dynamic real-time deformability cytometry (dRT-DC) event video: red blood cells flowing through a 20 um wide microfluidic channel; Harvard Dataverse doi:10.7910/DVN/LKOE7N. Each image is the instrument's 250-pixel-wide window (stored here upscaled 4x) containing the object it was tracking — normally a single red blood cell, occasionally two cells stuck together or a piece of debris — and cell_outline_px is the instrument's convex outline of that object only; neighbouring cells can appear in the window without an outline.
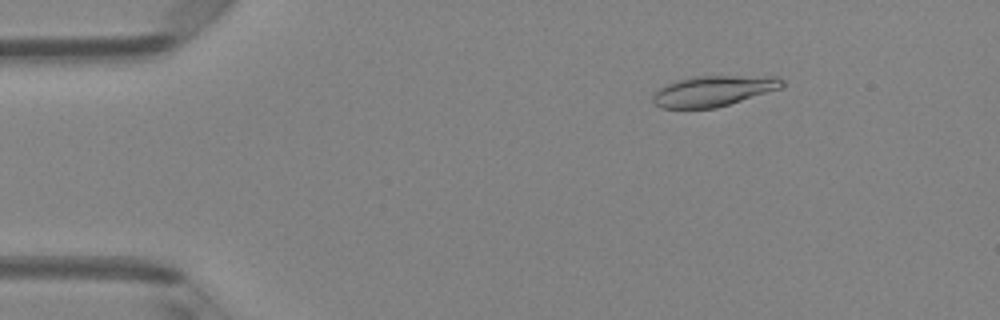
{"species": "Egyptian fruit bat (a non-hibernating species)", "species_latin": "Rousettus aegyptiacus", "temperature_condition": "room temperature", "stored_images_in_passage": 5, "camera_frame_rate_fps": 3000, "um_per_image_px": 0.085, "animal": {"sex": "female"}, "frame": {"image": 1, "passage_image": 3, "time_ms": 0.667, "image_size_px": [1000, 320], "cell_outline_px": [[784, 84], [780, 88], [716, 108], [660, 108], [652, 104], [652, 96], [664, 84], [676, 80], [692, 76], [776, 76], [784, 80]], "centroid_in_image_um": [60.58, 7.72], "position_along_channel_um": 24.4, "area_um2": 23.06}}